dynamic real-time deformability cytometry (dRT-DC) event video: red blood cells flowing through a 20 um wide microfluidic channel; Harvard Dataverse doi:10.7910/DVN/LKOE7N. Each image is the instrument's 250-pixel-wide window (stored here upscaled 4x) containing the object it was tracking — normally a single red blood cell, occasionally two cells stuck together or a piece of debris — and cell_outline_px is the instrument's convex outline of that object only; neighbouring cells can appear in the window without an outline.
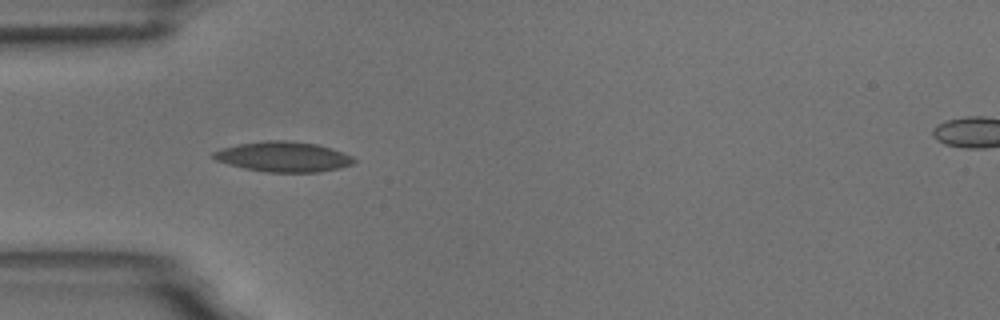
{"species": "common noctule bat (a hibernating species)", "species_latin": "Nyctalus noctula", "temperature_condition": "room temperature", "stored_images_in_passage": 4, "camera_frame_rate_fps": 3000, "um_per_image_px": 0.085, "animal": {"sex": "male", "body_mass_g": 18.8}, "frame": {"image": 1, "passage_image": 3, "time_ms": 2.333, "image_size_px": [1000, 320], "cell_outline_px": [[356, 160], [352, 164], [340, 168], [320, 172], [264, 172], [244, 168], [228, 164], [216, 160], [212, 156], [212, 152], [224, 148], [240, 144], [264, 140], [284, 140], [316, 144], [332, 148], [352, 156]], "centroid_in_image_um": [24.1, 13.33], "position_along_channel_um": 60.9, "area_um2": 24.62}}
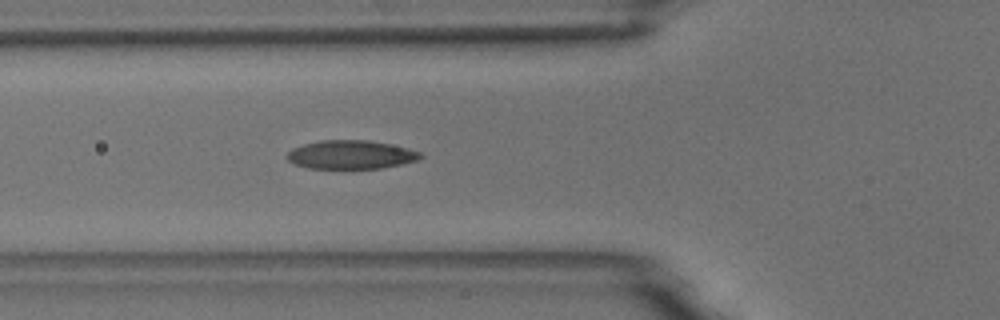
{"frame": {"image": 2, "passage_image": 4, "time_ms": 3.333, "image_size_px": [1000, 320], "cell_outline_px": [[424, 156], [416, 160], [400, 164], [380, 168], [308, 168], [296, 164], [288, 160], [284, 156], [292, 148], [304, 144], [320, 140], [368, 140], [408, 148], [420, 152]], "centroid_in_image_um": [29.79, 13.14], "position_along_channel_um": 96.0, "area_um2": 22.08}}